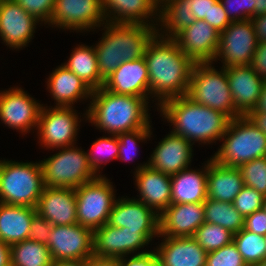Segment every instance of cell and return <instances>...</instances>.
<instances>
[{
	"label": "cell",
	"mask_w": 266,
	"mask_h": 266,
	"mask_svg": "<svg viewBox=\"0 0 266 266\" xmlns=\"http://www.w3.org/2000/svg\"><path fill=\"white\" fill-rule=\"evenodd\" d=\"M144 59L149 73L150 97L157 100L155 105L187 95L194 62L172 38L157 33L149 42Z\"/></svg>",
	"instance_id": "cell-1"
},
{
	"label": "cell",
	"mask_w": 266,
	"mask_h": 266,
	"mask_svg": "<svg viewBox=\"0 0 266 266\" xmlns=\"http://www.w3.org/2000/svg\"><path fill=\"white\" fill-rule=\"evenodd\" d=\"M148 104L146 98L116 94L101 87L93 90L83 116L105 134L118 135L151 127Z\"/></svg>",
	"instance_id": "cell-2"
},
{
	"label": "cell",
	"mask_w": 266,
	"mask_h": 266,
	"mask_svg": "<svg viewBox=\"0 0 266 266\" xmlns=\"http://www.w3.org/2000/svg\"><path fill=\"white\" fill-rule=\"evenodd\" d=\"M158 107L160 115L172 124V132L193 145L220 141L230 121L224 113L196 103L187 95L164 100Z\"/></svg>",
	"instance_id": "cell-3"
},
{
	"label": "cell",
	"mask_w": 266,
	"mask_h": 266,
	"mask_svg": "<svg viewBox=\"0 0 266 266\" xmlns=\"http://www.w3.org/2000/svg\"><path fill=\"white\" fill-rule=\"evenodd\" d=\"M102 27L105 32L94 47L103 80L123 62L144 57L149 42L158 33V27L143 24L106 22Z\"/></svg>",
	"instance_id": "cell-4"
},
{
	"label": "cell",
	"mask_w": 266,
	"mask_h": 266,
	"mask_svg": "<svg viewBox=\"0 0 266 266\" xmlns=\"http://www.w3.org/2000/svg\"><path fill=\"white\" fill-rule=\"evenodd\" d=\"M221 139L222 145L211 157L221 165L238 168L266 156V135L246 116L231 119Z\"/></svg>",
	"instance_id": "cell-5"
},
{
	"label": "cell",
	"mask_w": 266,
	"mask_h": 266,
	"mask_svg": "<svg viewBox=\"0 0 266 266\" xmlns=\"http://www.w3.org/2000/svg\"><path fill=\"white\" fill-rule=\"evenodd\" d=\"M45 185L39 162L0 160V202L36 208Z\"/></svg>",
	"instance_id": "cell-6"
},
{
	"label": "cell",
	"mask_w": 266,
	"mask_h": 266,
	"mask_svg": "<svg viewBox=\"0 0 266 266\" xmlns=\"http://www.w3.org/2000/svg\"><path fill=\"white\" fill-rule=\"evenodd\" d=\"M214 62L194 63L187 96L194 102L224 113L230 120L241 116L235 109L225 68L218 71Z\"/></svg>",
	"instance_id": "cell-7"
},
{
	"label": "cell",
	"mask_w": 266,
	"mask_h": 266,
	"mask_svg": "<svg viewBox=\"0 0 266 266\" xmlns=\"http://www.w3.org/2000/svg\"><path fill=\"white\" fill-rule=\"evenodd\" d=\"M60 149L58 153L39 161L46 187L77 189L99 176L91 168L82 148L74 145Z\"/></svg>",
	"instance_id": "cell-8"
},
{
	"label": "cell",
	"mask_w": 266,
	"mask_h": 266,
	"mask_svg": "<svg viewBox=\"0 0 266 266\" xmlns=\"http://www.w3.org/2000/svg\"><path fill=\"white\" fill-rule=\"evenodd\" d=\"M77 205V223L96 230L108 223L115 201V189L104 175L74 189Z\"/></svg>",
	"instance_id": "cell-9"
},
{
	"label": "cell",
	"mask_w": 266,
	"mask_h": 266,
	"mask_svg": "<svg viewBox=\"0 0 266 266\" xmlns=\"http://www.w3.org/2000/svg\"><path fill=\"white\" fill-rule=\"evenodd\" d=\"M159 238V231L127 230L126 227H114L106 223L93 231V256L98 258L119 259L131 255L145 254V246ZM138 251V252H137Z\"/></svg>",
	"instance_id": "cell-10"
},
{
	"label": "cell",
	"mask_w": 266,
	"mask_h": 266,
	"mask_svg": "<svg viewBox=\"0 0 266 266\" xmlns=\"http://www.w3.org/2000/svg\"><path fill=\"white\" fill-rule=\"evenodd\" d=\"M42 106L38 126V143L46 149L59 150L63 147H70L76 145L79 118L77 110L73 107H54L47 108ZM80 119V121H79Z\"/></svg>",
	"instance_id": "cell-11"
},
{
	"label": "cell",
	"mask_w": 266,
	"mask_h": 266,
	"mask_svg": "<svg viewBox=\"0 0 266 266\" xmlns=\"http://www.w3.org/2000/svg\"><path fill=\"white\" fill-rule=\"evenodd\" d=\"M258 44L251 20L232 21L220 33L219 47L214 61L220 60L223 63L222 68L251 65Z\"/></svg>",
	"instance_id": "cell-12"
},
{
	"label": "cell",
	"mask_w": 266,
	"mask_h": 266,
	"mask_svg": "<svg viewBox=\"0 0 266 266\" xmlns=\"http://www.w3.org/2000/svg\"><path fill=\"white\" fill-rule=\"evenodd\" d=\"M106 22L102 0H55L50 26L90 32L91 29L94 31L102 27Z\"/></svg>",
	"instance_id": "cell-13"
},
{
	"label": "cell",
	"mask_w": 266,
	"mask_h": 266,
	"mask_svg": "<svg viewBox=\"0 0 266 266\" xmlns=\"http://www.w3.org/2000/svg\"><path fill=\"white\" fill-rule=\"evenodd\" d=\"M93 230L78 223L53 225L48 243L53 261L87 260L93 257Z\"/></svg>",
	"instance_id": "cell-14"
},
{
	"label": "cell",
	"mask_w": 266,
	"mask_h": 266,
	"mask_svg": "<svg viewBox=\"0 0 266 266\" xmlns=\"http://www.w3.org/2000/svg\"><path fill=\"white\" fill-rule=\"evenodd\" d=\"M42 106L21 87L0 91V120L24 135L37 130Z\"/></svg>",
	"instance_id": "cell-15"
},
{
	"label": "cell",
	"mask_w": 266,
	"mask_h": 266,
	"mask_svg": "<svg viewBox=\"0 0 266 266\" xmlns=\"http://www.w3.org/2000/svg\"><path fill=\"white\" fill-rule=\"evenodd\" d=\"M39 22L14 0H3L0 3V38L12 50L28 46Z\"/></svg>",
	"instance_id": "cell-16"
},
{
	"label": "cell",
	"mask_w": 266,
	"mask_h": 266,
	"mask_svg": "<svg viewBox=\"0 0 266 266\" xmlns=\"http://www.w3.org/2000/svg\"><path fill=\"white\" fill-rule=\"evenodd\" d=\"M220 33L204 20L177 32L172 39L194 63L213 62L219 47Z\"/></svg>",
	"instance_id": "cell-17"
},
{
	"label": "cell",
	"mask_w": 266,
	"mask_h": 266,
	"mask_svg": "<svg viewBox=\"0 0 266 266\" xmlns=\"http://www.w3.org/2000/svg\"><path fill=\"white\" fill-rule=\"evenodd\" d=\"M135 185L139 191V200L160 215L171 205V176L155 170L148 161L135 169Z\"/></svg>",
	"instance_id": "cell-18"
},
{
	"label": "cell",
	"mask_w": 266,
	"mask_h": 266,
	"mask_svg": "<svg viewBox=\"0 0 266 266\" xmlns=\"http://www.w3.org/2000/svg\"><path fill=\"white\" fill-rule=\"evenodd\" d=\"M193 144L172 131L158 143L148 158V165L168 175L188 168L193 158Z\"/></svg>",
	"instance_id": "cell-19"
},
{
	"label": "cell",
	"mask_w": 266,
	"mask_h": 266,
	"mask_svg": "<svg viewBox=\"0 0 266 266\" xmlns=\"http://www.w3.org/2000/svg\"><path fill=\"white\" fill-rule=\"evenodd\" d=\"M204 222L203 203L172 204L159 215V237L193 236Z\"/></svg>",
	"instance_id": "cell-20"
},
{
	"label": "cell",
	"mask_w": 266,
	"mask_h": 266,
	"mask_svg": "<svg viewBox=\"0 0 266 266\" xmlns=\"http://www.w3.org/2000/svg\"><path fill=\"white\" fill-rule=\"evenodd\" d=\"M159 8L157 0H102L103 14L111 23L158 27Z\"/></svg>",
	"instance_id": "cell-21"
},
{
	"label": "cell",
	"mask_w": 266,
	"mask_h": 266,
	"mask_svg": "<svg viewBox=\"0 0 266 266\" xmlns=\"http://www.w3.org/2000/svg\"><path fill=\"white\" fill-rule=\"evenodd\" d=\"M225 71L235 109L241 116H246L256 106L265 81L251 65L231 66Z\"/></svg>",
	"instance_id": "cell-22"
},
{
	"label": "cell",
	"mask_w": 266,
	"mask_h": 266,
	"mask_svg": "<svg viewBox=\"0 0 266 266\" xmlns=\"http://www.w3.org/2000/svg\"><path fill=\"white\" fill-rule=\"evenodd\" d=\"M103 88L116 94L150 98L149 73L144 57L123 62L108 78Z\"/></svg>",
	"instance_id": "cell-23"
},
{
	"label": "cell",
	"mask_w": 266,
	"mask_h": 266,
	"mask_svg": "<svg viewBox=\"0 0 266 266\" xmlns=\"http://www.w3.org/2000/svg\"><path fill=\"white\" fill-rule=\"evenodd\" d=\"M36 211L52 225L76 224L77 205L74 189L45 186Z\"/></svg>",
	"instance_id": "cell-24"
},
{
	"label": "cell",
	"mask_w": 266,
	"mask_h": 266,
	"mask_svg": "<svg viewBox=\"0 0 266 266\" xmlns=\"http://www.w3.org/2000/svg\"><path fill=\"white\" fill-rule=\"evenodd\" d=\"M108 224L137 231H159V215L133 197L119 198L110 212Z\"/></svg>",
	"instance_id": "cell-25"
},
{
	"label": "cell",
	"mask_w": 266,
	"mask_h": 266,
	"mask_svg": "<svg viewBox=\"0 0 266 266\" xmlns=\"http://www.w3.org/2000/svg\"><path fill=\"white\" fill-rule=\"evenodd\" d=\"M153 251L161 266H206L207 252L192 236L164 237Z\"/></svg>",
	"instance_id": "cell-26"
},
{
	"label": "cell",
	"mask_w": 266,
	"mask_h": 266,
	"mask_svg": "<svg viewBox=\"0 0 266 266\" xmlns=\"http://www.w3.org/2000/svg\"><path fill=\"white\" fill-rule=\"evenodd\" d=\"M52 71L46 85L56 107H73L78 100L91 99L93 90L63 64Z\"/></svg>",
	"instance_id": "cell-27"
},
{
	"label": "cell",
	"mask_w": 266,
	"mask_h": 266,
	"mask_svg": "<svg viewBox=\"0 0 266 266\" xmlns=\"http://www.w3.org/2000/svg\"><path fill=\"white\" fill-rule=\"evenodd\" d=\"M205 163L201 170L188 167L171 175V205L205 202L208 161Z\"/></svg>",
	"instance_id": "cell-28"
},
{
	"label": "cell",
	"mask_w": 266,
	"mask_h": 266,
	"mask_svg": "<svg viewBox=\"0 0 266 266\" xmlns=\"http://www.w3.org/2000/svg\"><path fill=\"white\" fill-rule=\"evenodd\" d=\"M244 186L238 168L221 165L208 159L207 198L233 203Z\"/></svg>",
	"instance_id": "cell-29"
},
{
	"label": "cell",
	"mask_w": 266,
	"mask_h": 266,
	"mask_svg": "<svg viewBox=\"0 0 266 266\" xmlns=\"http://www.w3.org/2000/svg\"><path fill=\"white\" fill-rule=\"evenodd\" d=\"M36 208L0 202V241L12 244L29 239Z\"/></svg>",
	"instance_id": "cell-30"
},
{
	"label": "cell",
	"mask_w": 266,
	"mask_h": 266,
	"mask_svg": "<svg viewBox=\"0 0 266 266\" xmlns=\"http://www.w3.org/2000/svg\"><path fill=\"white\" fill-rule=\"evenodd\" d=\"M71 56L63 63L71 72L78 76L92 90L103 87L104 80L98 70L97 55L92 45H78L72 50Z\"/></svg>",
	"instance_id": "cell-31"
},
{
	"label": "cell",
	"mask_w": 266,
	"mask_h": 266,
	"mask_svg": "<svg viewBox=\"0 0 266 266\" xmlns=\"http://www.w3.org/2000/svg\"><path fill=\"white\" fill-rule=\"evenodd\" d=\"M195 20L186 0H163L159 8L160 29L157 32L163 37L172 38L177 32L191 26Z\"/></svg>",
	"instance_id": "cell-32"
},
{
	"label": "cell",
	"mask_w": 266,
	"mask_h": 266,
	"mask_svg": "<svg viewBox=\"0 0 266 266\" xmlns=\"http://www.w3.org/2000/svg\"><path fill=\"white\" fill-rule=\"evenodd\" d=\"M11 266H52L53 259L46 244L30 239L10 246Z\"/></svg>",
	"instance_id": "cell-33"
},
{
	"label": "cell",
	"mask_w": 266,
	"mask_h": 266,
	"mask_svg": "<svg viewBox=\"0 0 266 266\" xmlns=\"http://www.w3.org/2000/svg\"><path fill=\"white\" fill-rule=\"evenodd\" d=\"M203 204L205 222L220 225L233 234L244 228L245 218L235 209L233 203L207 198Z\"/></svg>",
	"instance_id": "cell-34"
},
{
	"label": "cell",
	"mask_w": 266,
	"mask_h": 266,
	"mask_svg": "<svg viewBox=\"0 0 266 266\" xmlns=\"http://www.w3.org/2000/svg\"><path fill=\"white\" fill-rule=\"evenodd\" d=\"M239 253L247 266H253L266 258V236L252 233L244 228L233 235Z\"/></svg>",
	"instance_id": "cell-35"
},
{
	"label": "cell",
	"mask_w": 266,
	"mask_h": 266,
	"mask_svg": "<svg viewBox=\"0 0 266 266\" xmlns=\"http://www.w3.org/2000/svg\"><path fill=\"white\" fill-rule=\"evenodd\" d=\"M119 145L117 135L100 137L92 143L90 151L87 154L89 164L93 171L99 176L102 165L107 164L113 159H118ZM102 156V157H101ZM104 163V164H103Z\"/></svg>",
	"instance_id": "cell-36"
},
{
	"label": "cell",
	"mask_w": 266,
	"mask_h": 266,
	"mask_svg": "<svg viewBox=\"0 0 266 266\" xmlns=\"http://www.w3.org/2000/svg\"><path fill=\"white\" fill-rule=\"evenodd\" d=\"M233 235L220 225L204 222L192 237L208 253L230 244L233 241Z\"/></svg>",
	"instance_id": "cell-37"
},
{
	"label": "cell",
	"mask_w": 266,
	"mask_h": 266,
	"mask_svg": "<svg viewBox=\"0 0 266 266\" xmlns=\"http://www.w3.org/2000/svg\"><path fill=\"white\" fill-rule=\"evenodd\" d=\"M244 185L266 196V156L254 159L238 167Z\"/></svg>",
	"instance_id": "cell-38"
},
{
	"label": "cell",
	"mask_w": 266,
	"mask_h": 266,
	"mask_svg": "<svg viewBox=\"0 0 266 266\" xmlns=\"http://www.w3.org/2000/svg\"><path fill=\"white\" fill-rule=\"evenodd\" d=\"M151 128L152 127H145L118 134V160L132 161L134 159L133 157H135L138 152V142L140 143L141 141H147L146 139H150L152 137L151 135L153 132H151Z\"/></svg>",
	"instance_id": "cell-39"
},
{
	"label": "cell",
	"mask_w": 266,
	"mask_h": 266,
	"mask_svg": "<svg viewBox=\"0 0 266 266\" xmlns=\"http://www.w3.org/2000/svg\"><path fill=\"white\" fill-rule=\"evenodd\" d=\"M265 196L254 188L244 185L235 197L233 206L245 218L262 209Z\"/></svg>",
	"instance_id": "cell-40"
},
{
	"label": "cell",
	"mask_w": 266,
	"mask_h": 266,
	"mask_svg": "<svg viewBox=\"0 0 266 266\" xmlns=\"http://www.w3.org/2000/svg\"><path fill=\"white\" fill-rule=\"evenodd\" d=\"M206 266H247V264L232 241L218 250L208 252Z\"/></svg>",
	"instance_id": "cell-41"
},
{
	"label": "cell",
	"mask_w": 266,
	"mask_h": 266,
	"mask_svg": "<svg viewBox=\"0 0 266 266\" xmlns=\"http://www.w3.org/2000/svg\"><path fill=\"white\" fill-rule=\"evenodd\" d=\"M28 14L35 16L40 24L50 25V19L54 9L55 0H14Z\"/></svg>",
	"instance_id": "cell-42"
},
{
	"label": "cell",
	"mask_w": 266,
	"mask_h": 266,
	"mask_svg": "<svg viewBox=\"0 0 266 266\" xmlns=\"http://www.w3.org/2000/svg\"><path fill=\"white\" fill-rule=\"evenodd\" d=\"M231 21L250 20L254 17L253 0H219Z\"/></svg>",
	"instance_id": "cell-43"
},
{
	"label": "cell",
	"mask_w": 266,
	"mask_h": 266,
	"mask_svg": "<svg viewBox=\"0 0 266 266\" xmlns=\"http://www.w3.org/2000/svg\"><path fill=\"white\" fill-rule=\"evenodd\" d=\"M53 225L36 213L31 222L29 239L35 242L47 244Z\"/></svg>",
	"instance_id": "cell-44"
},
{
	"label": "cell",
	"mask_w": 266,
	"mask_h": 266,
	"mask_svg": "<svg viewBox=\"0 0 266 266\" xmlns=\"http://www.w3.org/2000/svg\"><path fill=\"white\" fill-rule=\"evenodd\" d=\"M244 229L261 236H266V212L260 209L246 216Z\"/></svg>",
	"instance_id": "cell-45"
},
{
	"label": "cell",
	"mask_w": 266,
	"mask_h": 266,
	"mask_svg": "<svg viewBox=\"0 0 266 266\" xmlns=\"http://www.w3.org/2000/svg\"><path fill=\"white\" fill-rule=\"evenodd\" d=\"M232 21L228 18L223 5L219 0L211 7L209 12V25L219 33L223 32Z\"/></svg>",
	"instance_id": "cell-46"
},
{
	"label": "cell",
	"mask_w": 266,
	"mask_h": 266,
	"mask_svg": "<svg viewBox=\"0 0 266 266\" xmlns=\"http://www.w3.org/2000/svg\"><path fill=\"white\" fill-rule=\"evenodd\" d=\"M128 257L119 258L120 266H161L155 252L152 250L145 254Z\"/></svg>",
	"instance_id": "cell-47"
},
{
	"label": "cell",
	"mask_w": 266,
	"mask_h": 266,
	"mask_svg": "<svg viewBox=\"0 0 266 266\" xmlns=\"http://www.w3.org/2000/svg\"><path fill=\"white\" fill-rule=\"evenodd\" d=\"M218 0H186L190 12H193L196 20H204L209 24V12Z\"/></svg>",
	"instance_id": "cell-48"
},
{
	"label": "cell",
	"mask_w": 266,
	"mask_h": 266,
	"mask_svg": "<svg viewBox=\"0 0 266 266\" xmlns=\"http://www.w3.org/2000/svg\"><path fill=\"white\" fill-rule=\"evenodd\" d=\"M251 67L257 75L266 81V42H260L256 48Z\"/></svg>",
	"instance_id": "cell-49"
},
{
	"label": "cell",
	"mask_w": 266,
	"mask_h": 266,
	"mask_svg": "<svg viewBox=\"0 0 266 266\" xmlns=\"http://www.w3.org/2000/svg\"><path fill=\"white\" fill-rule=\"evenodd\" d=\"M258 42H266V14L254 16L250 19Z\"/></svg>",
	"instance_id": "cell-50"
},
{
	"label": "cell",
	"mask_w": 266,
	"mask_h": 266,
	"mask_svg": "<svg viewBox=\"0 0 266 266\" xmlns=\"http://www.w3.org/2000/svg\"><path fill=\"white\" fill-rule=\"evenodd\" d=\"M246 117L266 135V112L250 111Z\"/></svg>",
	"instance_id": "cell-51"
},
{
	"label": "cell",
	"mask_w": 266,
	"mask_h": 266,
	"mask_svg": "<svg viewBox=\"0 0 266 266\" xmlns=\"http://www.w3.org/2000/svg\"><path fill=\"white\" fill-rule=\"evenodd\" d=\"M86 266H120L119 259L91 257L86 260Z\"/></svg>",
	"instance_id": "cell-52"
},
{
	"label": "cell",
	"mask_w": 266,
	"mask_h": 266,
	"mask_svg": "<svg viewBox=\"0 0 266 266\" xmlns=\"http://www.w3.org/2000/svg\"><path fill=\"white\" fill-rule=\"evenodd\" d=\"M0 266H11L10 246L0 241Z\"/></svg>",
	"instance_id": "cell-53"
},
{
	"label": "cell",
	"mask_w": 266,
	"mask_h": 266,
	"mask_svg": "<svg viewBox=\"0 0 266 266\" xmlns=\"http://www.w3.org/2000/svg\"><path fill=\"white\" fill-rule=\"evenodd\" d=\"M252 111L266 112V81L262 86V91L258 102Z\"/></svg>",
	"instance_id": "cell-54"
},
{
	"label": "cell",
	"mask_w": 266,
	"mask_h": 266,
	"mask_svg": "<svg viewBox=\"0 0 266 266\" xmlns=\"http://www.w3.org/2000/svg\"><path fill=\"white\" fill-rule=\"evenodd\" d=\"M52 266H86V260L54 261Z\"/></svg>",
	"instance_id": "cell-55"
},
{
	"label": "cell",
	"mask_w": 266,
	"mask_h": 266,
	"mask_svg": "<svg viewBox=\"0 0 266 266\" xmlns=\"http://www.w3.org/2000/svg\"><path fill=\"white\" fill-rule=\"evenodd\" d=\"M254 1V16L266 14V0Z\"/></svg>",
	"instance_id": "cell-56"
},
{
	"label": "cell",
	"mask_w": 266,
	"mask_h": 266,
	"mask_svg": "<svg viewBox=\"0 0 266 266\" xmlns=\"http://www.w3.org/2000/svg\"><path fill=\"white\" fill-rule=\"evenodd\" d=\"M253 266H266V258L264 260H262L260 263L255 264Z\"/></svg>",
	"instance_id": "cell-57"
},
{
	"label": "cell",
	"mask_w": 266,
	"mask_h": 266,
	"mask_svg": "<svg viewBox=\"0 0 266 266\" xmlns=\"http://www.w3.org/2000/svg\"><path fill=\"white\" fill-rule=\"evenodd\" d=\"M262 209L266 212V196L264 198V203H263Z\"/></svg>",
	"instance_id": "cell-58"
}]
</instances>
